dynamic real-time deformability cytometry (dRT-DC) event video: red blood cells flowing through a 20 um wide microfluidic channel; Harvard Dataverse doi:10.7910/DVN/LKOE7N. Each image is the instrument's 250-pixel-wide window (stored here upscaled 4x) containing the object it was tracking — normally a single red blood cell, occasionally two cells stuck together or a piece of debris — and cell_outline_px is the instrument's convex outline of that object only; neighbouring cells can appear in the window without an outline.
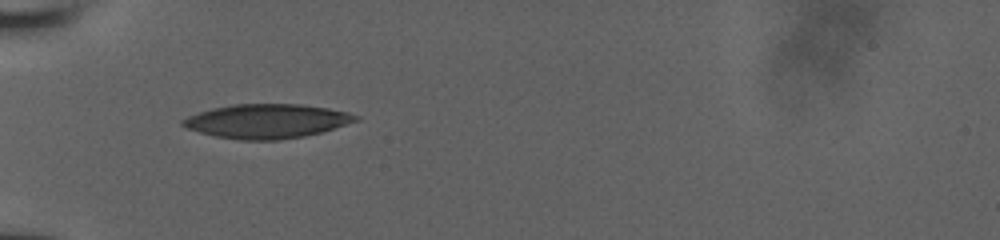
{"species": "human", "species_latin": "Homo sapiens", "temperature_condition": "room temperature", "stored_images_in_passage": 48, "camera_frame_rate_fps": 3000, "um_per_image_px": 0.085, "donor": {"sex": "male"}, "frame": {"image": 1, "passage_image": 1, "time_ms": 0.0, "image_size_px": [1000, 240], "cell_outline_px": [[360, 120], [320, 132], [304, 136], [280, 140], [240, 140], [216, 136], [200, 132], [188, 128], [180, 124], [180, 120], [188, 116], [212, 108], [232, 104], [300, 104], [328, 108], [348, 112], [360, 116]], "centroid_in_image_um": [22.69, 10.29], "position_along_channel_um": 62.3, "area_um2": 34.39}}
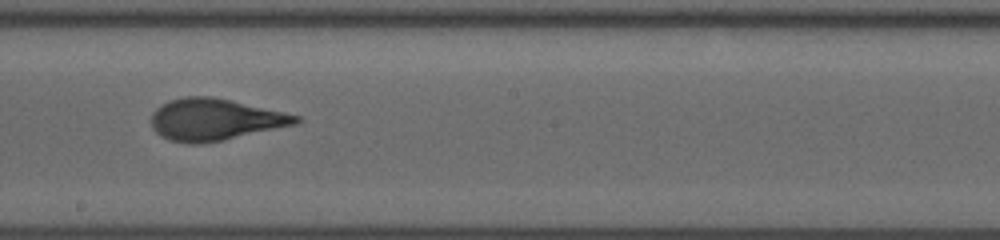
{"frame": {"image": 2, "passage_image": 27, "time_ms": 4.333, "image_size_px": [1000, 240], "cell_outline_px": [[300, 120], [296, 124], [220, 140], [200, 144], [188, 144], [168, 140], [160, 136], [152, 128], [152, 112], [160, 104], [184, 96], [212, 96], [232, 100], [284, 112], [300, 116]], "centroid_in_image_um": [18.21, 10.15], "position_along_channel_um": 230.0, "area_um2": 34.97}}
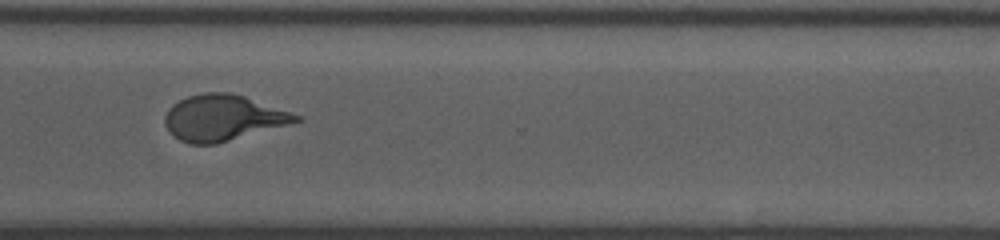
{"frame": {"image": 3, "passage_image": 47, "time_ms": 7.333, "image_size_px": [1000, 240], "cell_outline_px": [[304, 120], [292, 124], [216, 144], [188, 144], [180, 140], [164, 124], [164, 116], [168, 108], [172, 104], [188, 96], [204, 92], [228, 92], [244, 96], [300, 116]], "centroid_in_image_um": [18.95, 10.02], "position_along_channel_um": 351.7, "area_um2": 34.91}}